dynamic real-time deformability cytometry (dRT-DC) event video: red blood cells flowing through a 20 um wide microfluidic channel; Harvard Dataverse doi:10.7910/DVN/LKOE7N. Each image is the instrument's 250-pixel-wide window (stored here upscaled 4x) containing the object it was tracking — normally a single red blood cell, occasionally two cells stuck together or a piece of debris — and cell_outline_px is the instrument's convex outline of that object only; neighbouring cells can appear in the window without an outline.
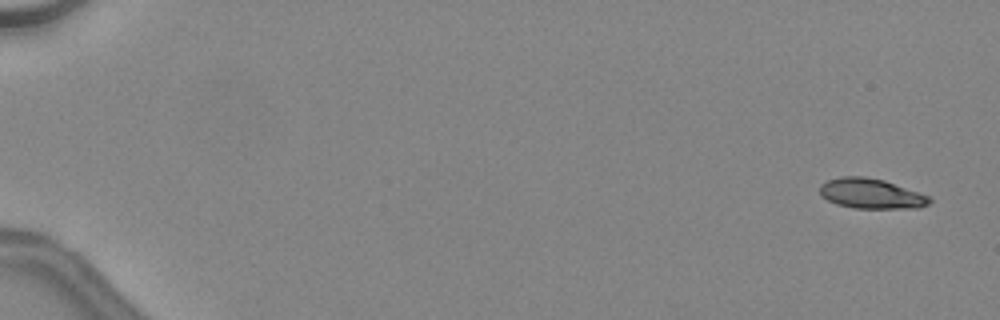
{"species": "common noctule bat (a hibernating species)", "species_latin": "Nyctalus noctula", "temperature_condition": "warm", "stored_images_in_passage": 16, "camera_frame_rate_fps": 3000, "um_per_image_px": 0.085, "animal": {"sex": "female", "body_mass_g": 24.6, "forearm_length_mm": 56.2}, "frame": {"image": 1, "passage_image": 3, "time_ms": 0.667, "image_size_px": [1000, 320], "cell_outline_px": [[932, 200], [928, 204], [920, 208], [852, 208], [836, 204], [820, 196], [820, 184], [828, 180], [840, 176], [864, 176], [884, 180], [932, 196]], "centroid_in_image_um": [74.06, 16.46], "position_along_channel_um": 10.9, "area_um2": 19.48}}
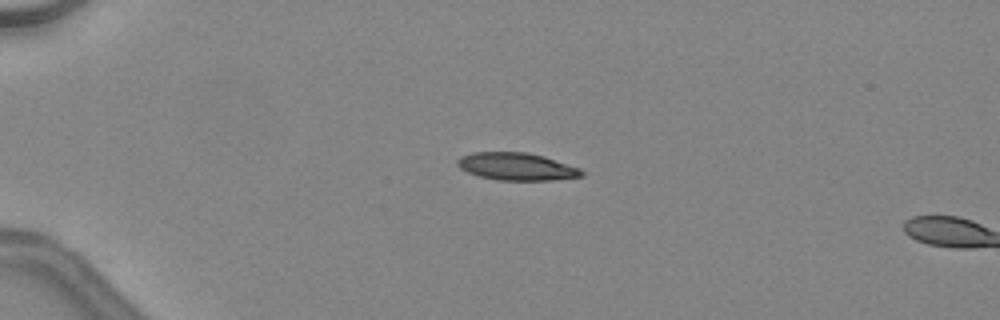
{"frame": {"image": 2, "passage_image": 14, "time_ms": 4.333, "image_size_px": [1000, 320], "cell_outline_px": [[584, 176], [552, 180], [500, 180], [480, 176], [468, 172], [460, 168], [456, 164], [456, 160], [460, 156], [472, 152], [528, 152], [544, 156], [580, 168], [584, 172]], "centroid_in_image_um": [43.91, 14.15], "position_along_channel_um": 41.1, "area_um2": 19.94}}